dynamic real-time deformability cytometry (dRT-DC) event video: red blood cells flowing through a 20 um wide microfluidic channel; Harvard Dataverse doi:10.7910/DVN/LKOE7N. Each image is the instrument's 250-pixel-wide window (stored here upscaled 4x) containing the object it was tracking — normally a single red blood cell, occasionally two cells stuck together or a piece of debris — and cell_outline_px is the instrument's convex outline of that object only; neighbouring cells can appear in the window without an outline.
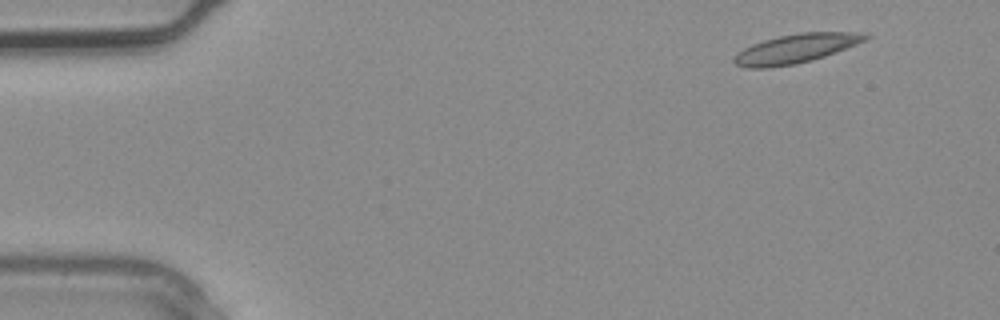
{"species": "common noctule bat (a hibernating species)", "species_latin": "Nyctalus noctula", "temperature_condition": "warm", "stored_images_in_passage": 3, "camera_frame_rate_fps": 3000, "um_per_image_px": 0.085, "animal": {"sex": "male", "body_mass_g": 20.4}, "frame": {"image": 1, "passage_image": 1, "time_ms": 0.0, "image_size_px": [1000, 320], "cell_outline_px": [[872, 36], [856, 44], [824, 56], [812, 60], [796, 64], [768, 68], [744, 68], [736, 64], [732, 60], [736, 52], [752, 44], [764, 40], [780, 36], [800, 32], [864, 32]], "centroid_in_image_um": [67.61, 4.13], "position_along_channel_um": 17.4, "area_um2": 22.25}}
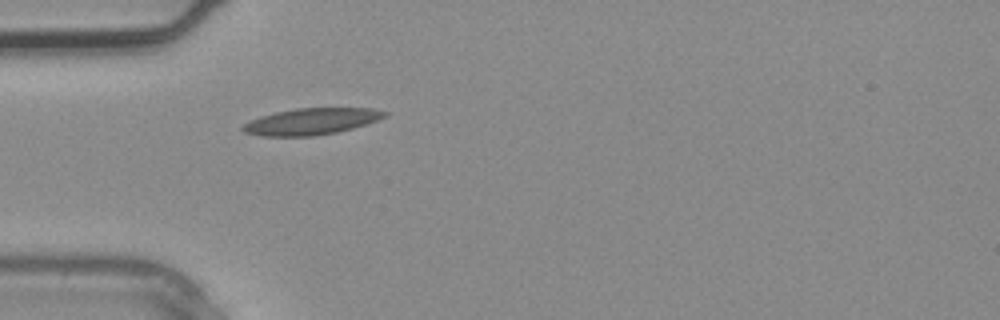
{"frame": {"image": 2, "passage_image": 3, "time_ms": 0.667, "image_size_px": [1000, 320], "cell_outline_px": [[388, 116], [352, 128], [336, 132], [316, 136], [260, 136], [244, 132], [240, 128], [244, 124], [260, 116], [276, 112], [296, 108], [372, 108], [388, 112]], "centroid_in_image_um": [26.45, 10.32], "position_along_channel_um": 58.5, "area_um2": 21.79}}